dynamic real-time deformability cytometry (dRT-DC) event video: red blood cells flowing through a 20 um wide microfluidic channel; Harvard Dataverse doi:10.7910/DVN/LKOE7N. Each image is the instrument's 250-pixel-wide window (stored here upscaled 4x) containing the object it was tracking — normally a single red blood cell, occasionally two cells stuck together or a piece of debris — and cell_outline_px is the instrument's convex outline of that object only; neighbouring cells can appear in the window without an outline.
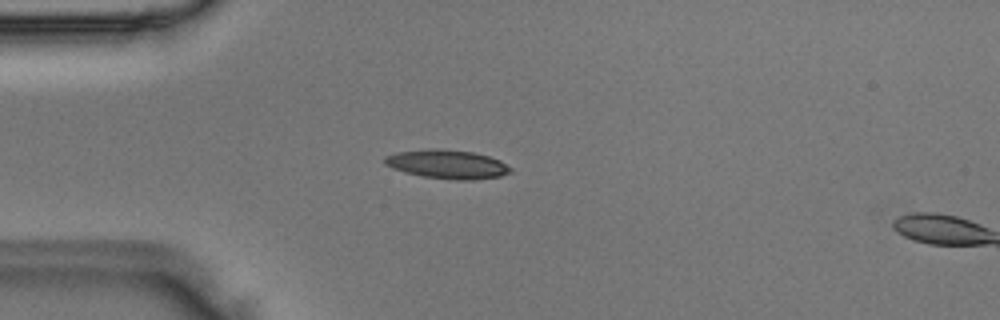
{"species": "Egyptian fruit bat (a non-hibernating species)", "species_latin": "Rousettus aegyptiacus", "temperature_condition": "room temperature", "stored_images_in_passage": 11, "camera_frame_rate_fps": 3000, "um_per_image_px": 0.085, "animal": {"sex": "male"}, "frame": {"image": 1, "passage_image": 10, "time_ms": 3.0, "image_size_px": [1000, 320], "cell_outline_px": [[512, 172], [500, 176], [476, 180], [456, 180], [420, 176], [404, 172], [392, 168], [384, 164], [384, 156], [396, 152], [428, 148], [436, 148], [472, 152], [488, 156], [500, 160], [512, 168]], "centroid_in_image_um": [38.0, 13.96], "position_along_channel_um": 47.0, "area_um2": 21.39}}